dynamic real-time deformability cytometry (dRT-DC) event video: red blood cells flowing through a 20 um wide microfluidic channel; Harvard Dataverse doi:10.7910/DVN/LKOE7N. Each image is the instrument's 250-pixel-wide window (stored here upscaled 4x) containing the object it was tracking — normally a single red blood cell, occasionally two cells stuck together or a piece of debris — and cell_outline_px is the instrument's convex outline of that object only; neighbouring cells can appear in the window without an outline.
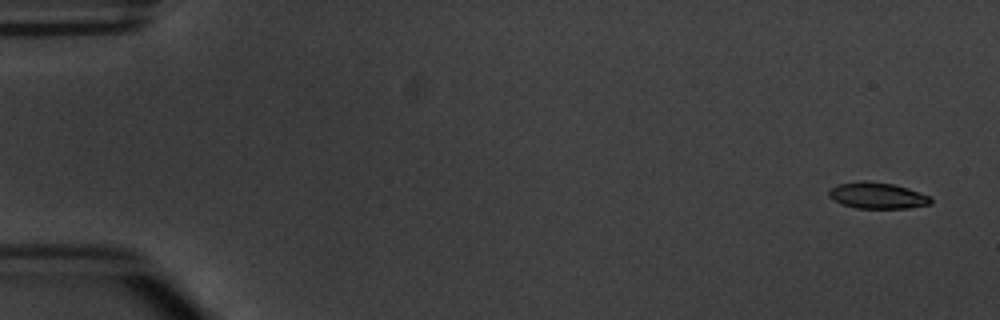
{"species": "common noctule bat (a hibernating species)", "species_latin": "Nyctalus noctula", "temperature_condition": "warm", "stored_images_in_passage": 4, "camera_frame_rate_fps": 3000, "um_per_image_px": 0.085, "animal": {"sex": "male", "body_mass_g": 20.1, "forearm_length_mm": 53.5}, "frame": {"image": 1, "passage_image": 1, "time_ms": 0.0, "image_size_px": [1000, 320], "cell_outline_px": [[932, 204], [908, 208], [856, 208], [840, 204], [832, 200], [828, 196], [828, 192], [836, 184], [860, 180], [864, 180], [892, 184], [908, 188], [932, 196]], "centroid_in_image_um": [74.56, 16.62], "position_along_channel_um": 10.4, "area_um2": 15.84}}
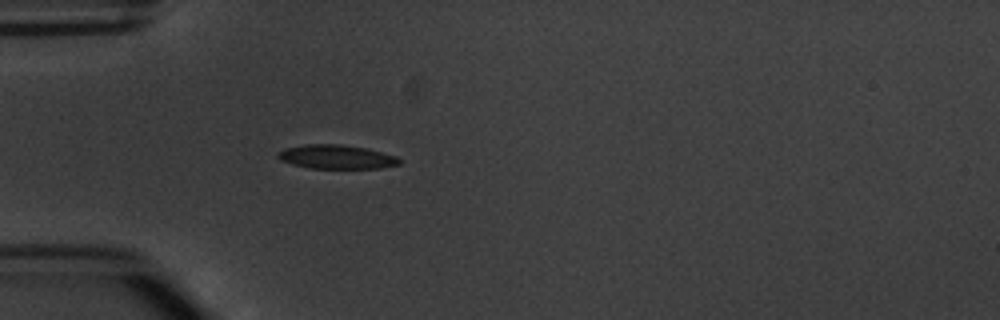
{"frame": {"image": 2, "passage_image": 4, "time_ms": 4.667, "image_size_px": [1000, 320], "cell_outline_px": [[400, 164], [380, 168], [308, 168], [292, 164], [280, 160], [276, 156], [276, 152], [284, 148], [304, 144], [340, 144], [364, 148], [396, 156], [400, 160]], "centroid_in_image_um": [28.52, 13.33], "position_along_channel_um": 56.5, "area_um2": 16.94}}